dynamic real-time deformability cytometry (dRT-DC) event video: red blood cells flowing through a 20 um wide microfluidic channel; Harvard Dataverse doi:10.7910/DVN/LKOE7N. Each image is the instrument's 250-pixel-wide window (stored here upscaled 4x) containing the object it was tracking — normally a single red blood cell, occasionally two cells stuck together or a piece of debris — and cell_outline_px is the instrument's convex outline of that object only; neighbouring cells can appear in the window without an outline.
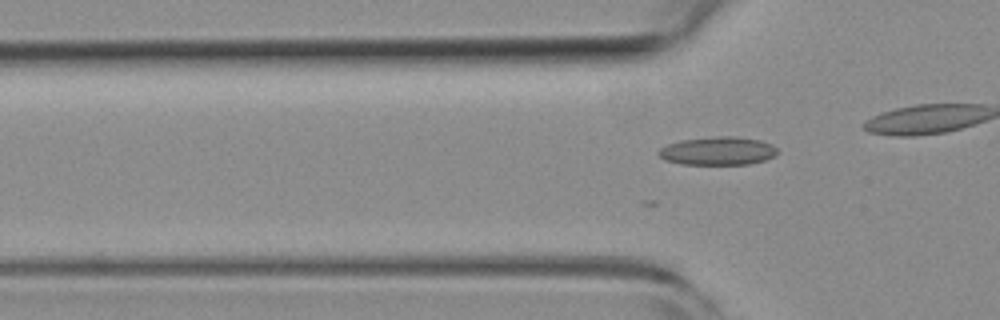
{"species": "common noctule bat (a hibernating species)", "species_latin": "Nyctalus noctula", "temperature_condition": "room temperature", "stored_images_in_passage": 32, "camera_frame_rate_fps": 3000, "um_per_image_px": 0.085, "animal": {"sex": "female", "body_mass_g": 19.3, "forearm_length_mm": 54.1}, "frame": {"image": 1, "passage_image": 7, "time_ms": 2.0, "image_size_px": [1000, 320], "cell_outline_px": [[780, 152], [764, 160], [748, 164], [680, 164], [664, 160], [656, 152], [660, 148], [668, 144], [680, 140], [716, 136], [732, 136], [760, 140], [772, 144]], "centroid_in_image_um": [60.99, 12.82], "position_along_channel_um": 64.8, "area_um2": 19.59}}